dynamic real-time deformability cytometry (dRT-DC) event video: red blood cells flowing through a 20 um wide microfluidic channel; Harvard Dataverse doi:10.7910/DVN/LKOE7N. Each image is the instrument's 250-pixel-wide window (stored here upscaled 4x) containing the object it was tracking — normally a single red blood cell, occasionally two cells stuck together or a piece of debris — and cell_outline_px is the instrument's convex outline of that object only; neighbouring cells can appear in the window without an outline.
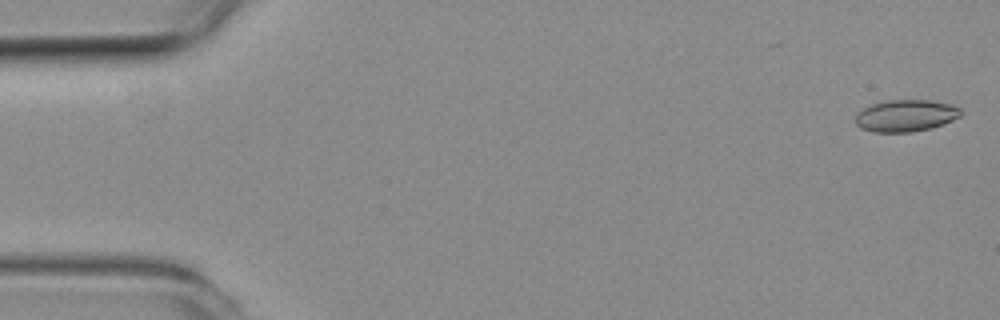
{"species": "common noctule bat (a hibernating species)", "species_latin": "Nyctalus noctula", "temperature_condition": "room temperature", "stored_images_in_passage": 51, "camera_frame_rate_fps": 3000, "um_per_image_px": 0.085, "animal": {"sex": "female", "body_mass_g": 19.3, "forearm_length_mm": 54.1}, "frame": {"image": 1, "passage_image": 1, "time_ms": 0.0, "image_size_px": [1000, 320], "cell_outline_px": [[960, 116], [944, 124], [932, 128], [912, 132], [872, 132], [860, 128], [856, 124], [856, 116], [864, 108], [872, 104], [888, 100], [932, 100], [952, 104], [960, 108]], "centroid_in_image_um": [77.01, 9.83], "position_along_channel_um": 8.0, "area_um2": 19.59}}
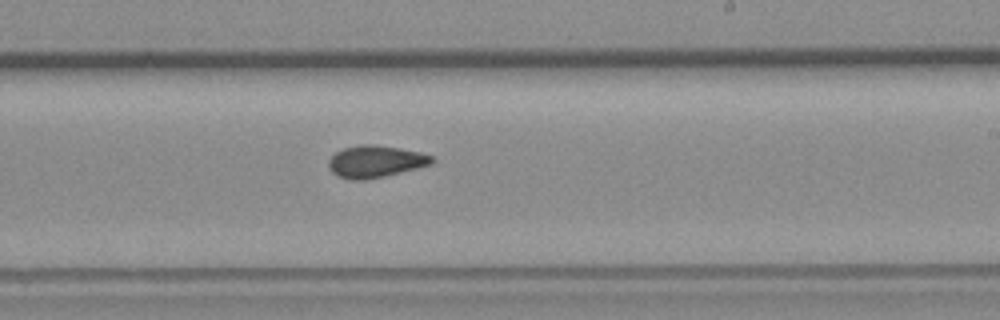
{"frame": {"image": 2, "passage_image": 30, "time_ms": 9.667, "image_size_px": [1000, 320], "cell_outline_px": [[436, 160], [432, 164], [384, 176], [364, 180], [352, 180], [336, 176], [328, 168], [328, 160], [336, 152], [344, 148], [364, 144], [372, 144], [400, 148], [420, 152], [432, 156]], "centroid_in_image_um": [31.9, 13.73], "position_along_channel_um": 257.1, "area_um2": 19.25}}
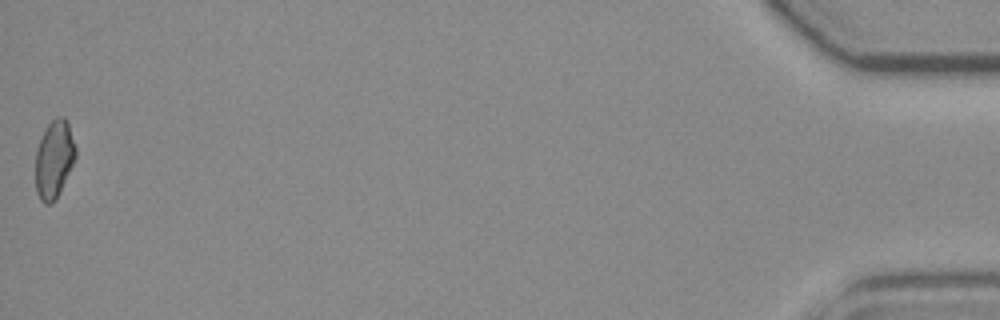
{"frame": {"image": 3, "passage_image": 51, "time_ms": 16.667, "image_size_px": [1000, 320], "cell_outline_px": [[76, 156], [56, 200], [52, 204], [44, 204], [40, 200], [36, 192], [36, 148], [48, 124], [56, 116], [64, 116], [68, 124], [76, 148]], "centroid_in_image_um": [4.59, 13.55], "position_along_channel_um": 430.6, "area_um2": 18.09}, "authors_computed_cell_mechanics": {"area_um2": 18.7272, "velocity_mm_per_s": 3.991, "shape_relaxation_time_tau1_ms": null, "shape_relaxation_time_tau2_ms": 3.405, "deformation_change_tau1": null, "deformation_change_tau2": 0.0982}}